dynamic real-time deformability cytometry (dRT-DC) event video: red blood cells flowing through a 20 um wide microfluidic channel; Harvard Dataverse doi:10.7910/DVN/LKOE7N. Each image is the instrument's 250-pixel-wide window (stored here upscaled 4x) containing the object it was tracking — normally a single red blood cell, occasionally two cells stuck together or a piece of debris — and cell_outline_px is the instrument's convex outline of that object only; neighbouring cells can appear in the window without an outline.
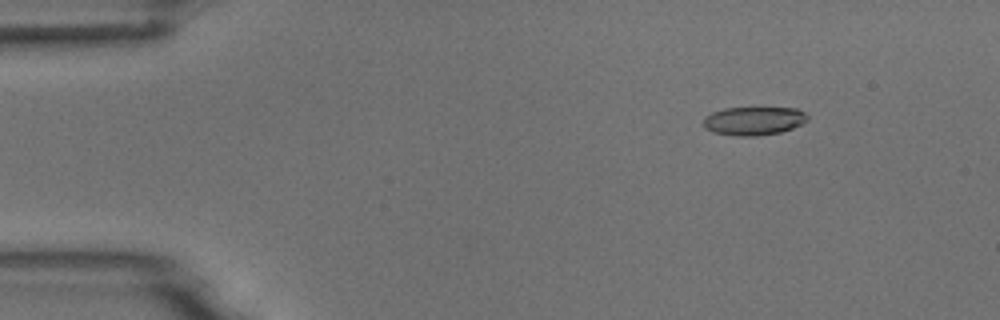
{"species": "common noctule bat (a hibernating species)", "species_latin": "Nyctalus noctula", "temperature_condition": "room temperature", "stored_images_in_passage": 9, "camera_frame_rate_fps": 3000, "um_per_image_px": 0.085, "animal": {"sex": "male", "body_mass_g": 18.8}, "frame": {"image": 1, "passage_image": 2, "time_ms": 1.0, "image_size_px": [1000, 320], "cell_outline_px": [[808, 120], [792, 128], [780, 132], [756, 136], [740, 136], [712, 132], [704, 128], [704, 116], [712, 112], [724, 108], [796, 108], [804, 112], [808, 116]], "centroid_in_image_um": [64.05, 10.27], "position_along_channel_um": 21.0, "area_um2": 17.22}}
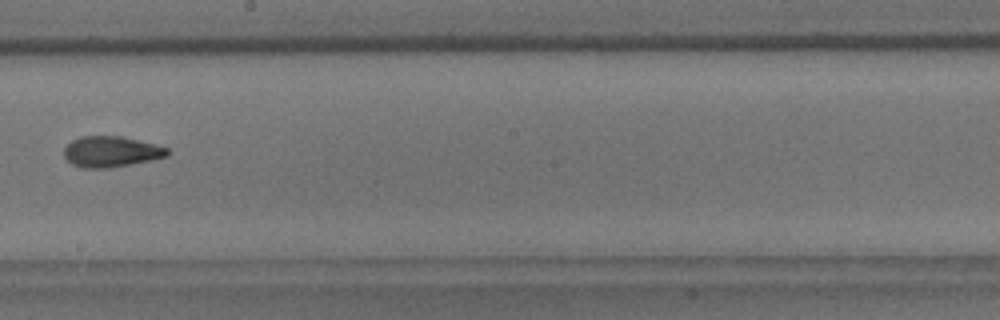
{"frame": {"image": 2, "passage_image": 9, "time_ms": 9.0, "image_size_px": [1000, 320], "cell_outline_px": [[168, 156], [152, 160], [132, 164], [108, 168], [80, 168], [72, 164], [64, 156], [64, 148], [72, 140], [80, 136], [120, 136], [156, 144], [168, 148]], "centroid_in_image_um": [9.44, 12.89], "position_along_channel_um": 238.8, "area_um2": 18.61}}